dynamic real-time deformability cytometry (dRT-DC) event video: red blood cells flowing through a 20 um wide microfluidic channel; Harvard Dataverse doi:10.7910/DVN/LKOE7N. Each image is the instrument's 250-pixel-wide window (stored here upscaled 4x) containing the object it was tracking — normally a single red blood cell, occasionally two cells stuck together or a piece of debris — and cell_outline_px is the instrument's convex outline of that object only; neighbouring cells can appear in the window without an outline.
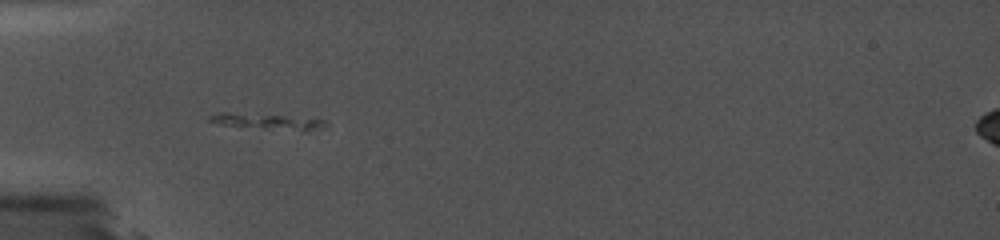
{"species": "common noctule bat (a hibernating species)", "species_latin": "Nyctalus noctula", "temperature_condition": "cold", "stored_images_in_passage": 2, "camera_frame_rate_fps": 5000, "um_per_image_px": 0.085, "animal": {"sex": "female", "body_mass_g": 19.0, "forearm_length_mm": 56.7}, "frame": {"image": 1, "passage_image": 1, "time_ms": 0.0, "image_size_px": [1000, 240], "cell_outline_px": [[328, 124], [308, 132], [304, 132], [220, 124], [208, 120], [208, 116], [220, 112], [228, 112], [284, 116], [328, 120]], "centroid_in_image_um": [22.78, 10.33], "position_along_channel_um": 62.2, "area_um2": 10.58}}